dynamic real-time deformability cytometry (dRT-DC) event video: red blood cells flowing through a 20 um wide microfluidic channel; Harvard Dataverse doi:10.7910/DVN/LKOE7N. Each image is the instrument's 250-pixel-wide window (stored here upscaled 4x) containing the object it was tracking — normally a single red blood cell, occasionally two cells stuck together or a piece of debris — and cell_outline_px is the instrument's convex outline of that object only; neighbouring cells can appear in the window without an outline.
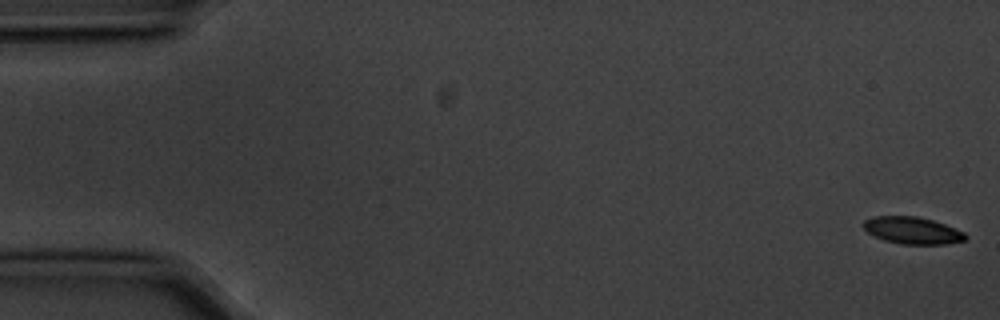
{"species": "common noctule bat (a hibernating species)", "species_latin": "Nyctalus noctula", "temperature_condition": "cold", "stored_images_in_passage": 16, "camera_frame_rate_fps": 3000, "um_per_image_px": 0.085, "animal": {"sex": "male", "body_mass_g": 20.1, "forearm_length_mm": 53.5}, "frame": {"image": 1, "passage_image": 1, "time_ms": 0.0, "image_size_px": [1000, 320], "cell_outline_px": [[968, 236], [964, 240], [944, 244], [900, 244], [884, 240], [868, 232], [864, 228], [864, 220], [872, 216], [916, 216], [932, 220], [944, 224], [964, 232]], "centroid_in_image_um": [77.55, 19.58], "position_along_channel_um": 7.5, "area_um2": 15.9}}
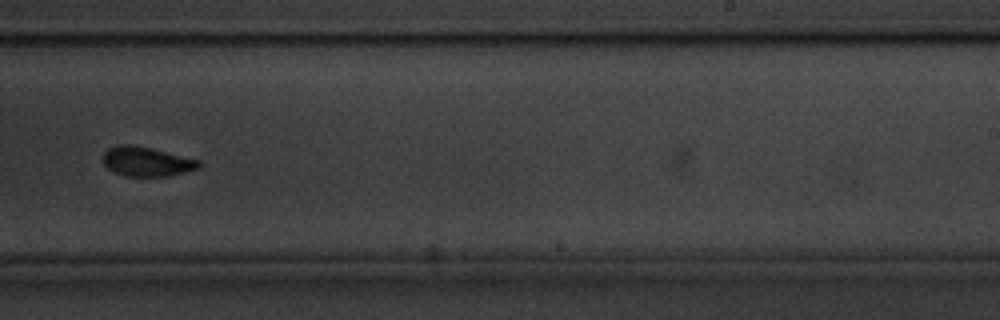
{"frame": {"image": 2, "passage_image": 10, "time_ms": 3.0, "image_size_px": [1000, 320], "cell_outline_px": [[200, 168], [168, 176], [128, 176], [112, 172], [104, 164], [104, 152], [108, 148], [116, 144], [132, 144], [152, 148], [200, 160]], "centroid_in_image_um": [12.45, 13.72], "position_along_channel_um": 276.5, "area_um2": 16.53}}